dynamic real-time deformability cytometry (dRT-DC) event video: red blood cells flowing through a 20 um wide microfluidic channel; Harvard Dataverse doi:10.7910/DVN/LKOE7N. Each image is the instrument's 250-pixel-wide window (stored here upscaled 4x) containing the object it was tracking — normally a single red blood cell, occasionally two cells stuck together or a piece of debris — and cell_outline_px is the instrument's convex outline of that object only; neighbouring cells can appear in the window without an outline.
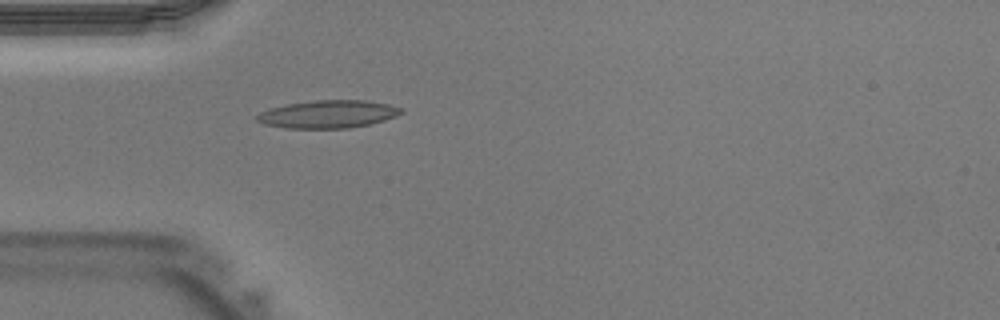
{"species": "Egyptian fruit bat (a non-hibernating species)", "species_latin": "Rousettus aegyptiacus", "temperature_condition": "warm", "stored_images_in_passage": 27, "camera_frame_rate_fps": 3000, "um_per_image_px": 0.085, "animal": {"sex": "male"}, "frame": {"image": 1, "passage_image": 1, "time_ms": 0.0, "image_size_px": [1000, 320], "cell_outline_px": [[404, 112], [396, 116], [384, 120], [368, 124], [348, 128], [288, 128], [264, 124], [256, 120], [256, 116], [260, 112], [268, 108], [288, 104], [316, 100], [368, 100], [388, 104], [404, 108]], "centroid_in_image_um": [27.9, 9.69], "position_along_channel_um": 57.1, "area_um2": 23.35}}
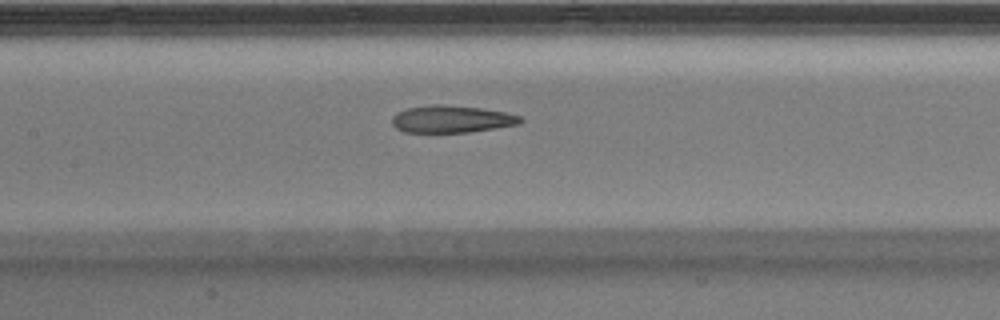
{"frame": {"image": 2, "passage_image": 8, "time_ms": 2.333, "image_size_px": [1000, 320], "cell_outline_px": [[524, 120], [520, 124], [496, 128], [468, 132], [404, 132], [396, 128], [392, 124], [392, 116], [396, 112], [408, 108], [432, 104], [440, 104], [480, 108], [504, 112], [520, 116]], "centroid_in_image_um": [38.37, 10.12], "position_along_channel_um": 169.0, "area_um2": 20.35}}
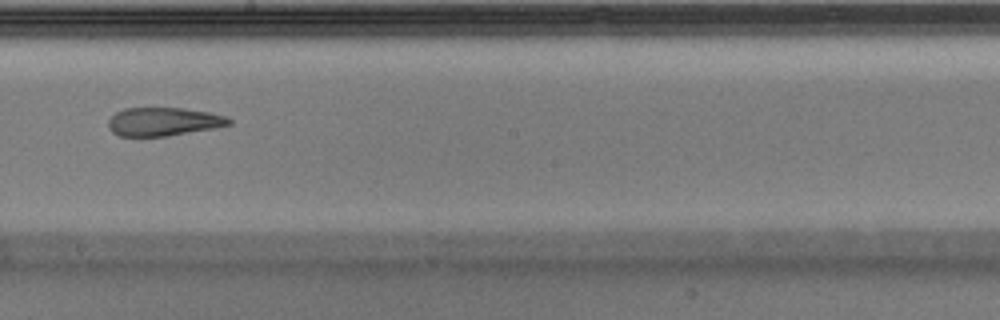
{"frame": {"image": 3, "passage_image": 12, "time_ms": 3.667, "image_size_px": [1000, 320], "cell_outline_px": [[232, 124], [216, 128], [168, 136], [120, 136], [112, 132], [108, 128], [108, 120], [116, 112], [124, 108], [184, 108], [208, 112], [228, 116], [232, 120]], "centroid_in_image_um": [13.92, 10.34], "position_along_channel_um": 234.3, "area_um2": 20.17}}